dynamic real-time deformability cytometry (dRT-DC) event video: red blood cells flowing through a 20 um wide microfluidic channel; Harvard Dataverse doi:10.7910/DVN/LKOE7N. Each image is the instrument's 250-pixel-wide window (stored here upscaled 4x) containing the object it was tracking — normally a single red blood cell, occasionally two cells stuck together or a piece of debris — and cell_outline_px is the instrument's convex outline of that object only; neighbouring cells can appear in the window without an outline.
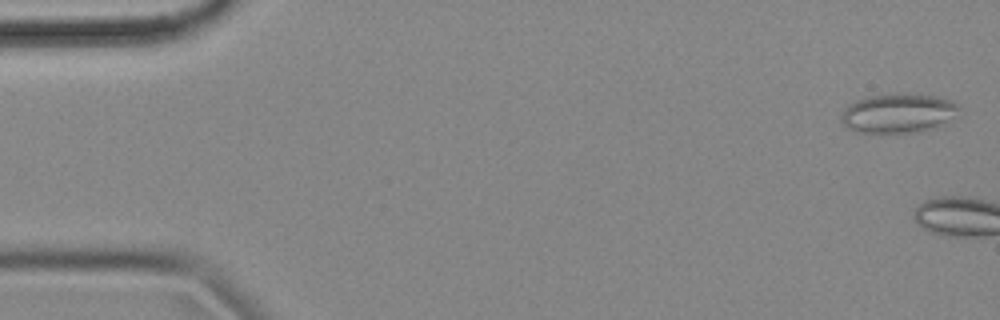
{"species": "common noctule bat (a hibernating species)", "species_latin": "Nyctalus noctula", "temperature_condition": "cold", "stored_images_in_passage": 5, "camera_frame_rate_fps": 3000, "um_per_image_px": 0.085, "animal": {"sex": "female", "body_mass_g": 18.4}, "frame": {"image": 1, "passage_image": 2, "time_ms": 0.333, "image_size_px": [1000, 320], "cell_outline_px": [[960, 108], [944, 120], [932, 128], [920, 132], [880, 136], [856, 132], [848, 128], [840, 120], [840, 116], [844, 108], [848, 104], [856, 100], [868, 96], [892, 92], [900, 92], [936, 96], [952, 100], [960, 104]], "centroid_in_image_um": [76.23, 9.64], "position_along_channel_um": 8.8, "area_um2": 27.86}}